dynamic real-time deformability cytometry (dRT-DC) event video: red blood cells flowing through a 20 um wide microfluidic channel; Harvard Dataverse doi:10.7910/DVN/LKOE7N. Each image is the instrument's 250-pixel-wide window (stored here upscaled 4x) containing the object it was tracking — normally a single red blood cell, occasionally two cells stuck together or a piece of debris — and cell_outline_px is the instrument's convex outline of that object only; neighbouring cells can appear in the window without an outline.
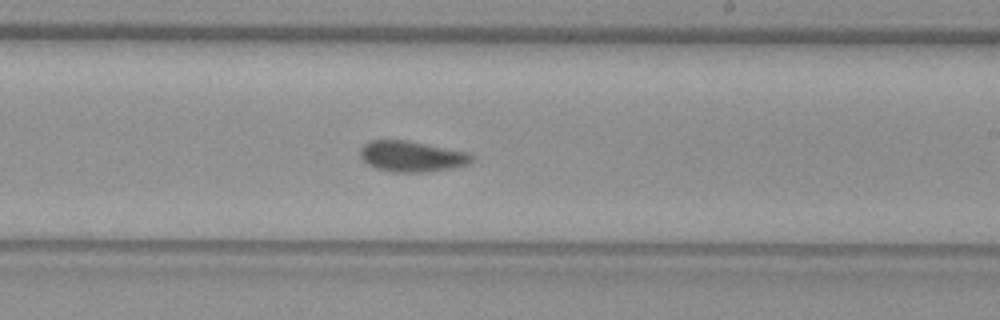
{"species": "common noctule bat (a hibernating species)", "species_latin": "Nyctalus noctula", "temperature_condition": "warm", "stored_images_in_passage": 53, "camera_frame_rate_fps": 3000, "um_per_image_px": 0.085, "animal": {"sex": "female", "body_mass_g": 29.2, "forearm_length_mm": 56.3}, "frame": {"image": 1, "passage_image": 31, "time_ms": 10.0, "image_size_px": [1000, 320], "cell_outline_px": [[472, 160], [468, 164], [452, 168], [424, 172], [392, 172], [376, 168], [368, 164], [360, 156], [360, 148], [368, 140], [408, 140], [468, 152], [472, 156]], "centroid_in_image_um": [34.98, 13.28], "position_along_channel_um": 254.0, "area_um2": 20.0}}